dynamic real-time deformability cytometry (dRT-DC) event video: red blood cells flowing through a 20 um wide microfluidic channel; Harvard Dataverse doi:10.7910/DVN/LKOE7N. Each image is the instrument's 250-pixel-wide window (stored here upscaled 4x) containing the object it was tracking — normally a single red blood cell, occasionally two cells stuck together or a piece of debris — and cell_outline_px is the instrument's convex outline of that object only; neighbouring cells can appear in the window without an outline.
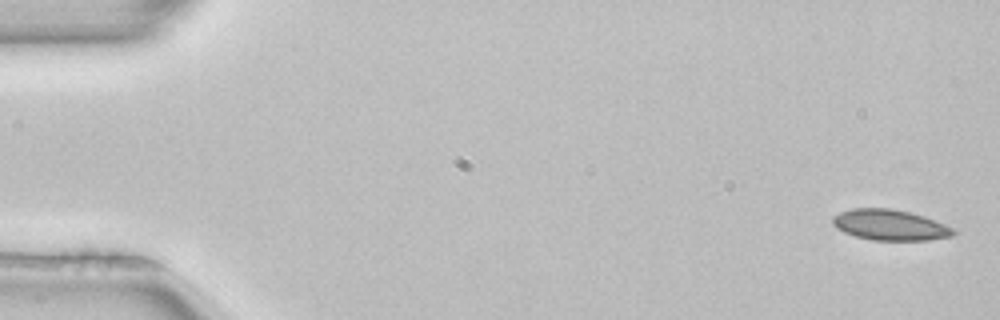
{"species": "common noctule bat (a hibernating species)", "species_latin": "Nyctalus noctula", "temperature_condition": "room temperature", "stored_images_in_passage": 4, "camera_frame_rate_fps": 3000, "um_per_image_px": 0.085, "animal": {"sex": "female", "body_mass_g": 22.7, "forearm_length_mm": 54.2}, "frame": {"image": 1, "passage_image": 1, "time_ms": 0.0, "image_size_px": [1000, 320], "cell_outline_px": [[956, 232], [952, 236], [928, 240], [872, 240], [856, 236], [844, 232], [836, 228], [832, 224], [832, 216], [840, 212], [852, 208], [892, 208], [924, 216], [944, 224], [952, 228]], "centroid_in_image_um": [75.61, 19.12], "position_along_channel_um": 9.4, "area_um2": 21.56}}
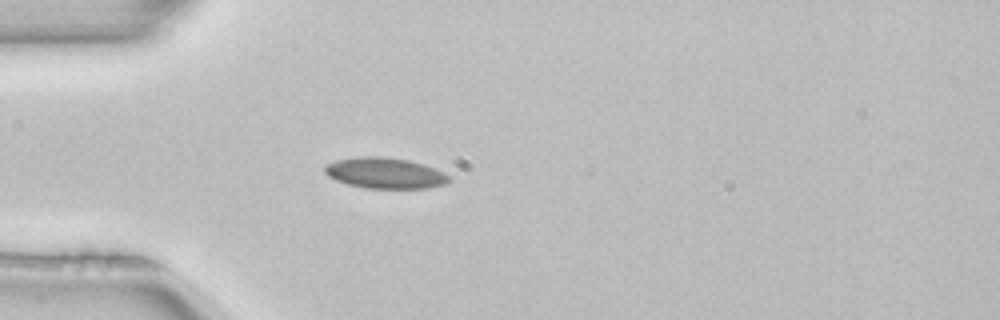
{"frame": {"image": 2, "passage_image": 4, "time_ms": 1.0, "image_size_px": [1000, 320], "cell_outline_px": [[452, 180], [448, 184], [428, 188], [364, 188], [348, 184], [336, 180], [328, 176], [324, 172], [324, 164], [336, 160], [360, 156], [380, 156], [408, 160], [444, 172], [452, 176]], "centroid_in_image_um": [32.73, 14.72], "position_along_channel_um": 52.3, "area_um2": 22.48}}